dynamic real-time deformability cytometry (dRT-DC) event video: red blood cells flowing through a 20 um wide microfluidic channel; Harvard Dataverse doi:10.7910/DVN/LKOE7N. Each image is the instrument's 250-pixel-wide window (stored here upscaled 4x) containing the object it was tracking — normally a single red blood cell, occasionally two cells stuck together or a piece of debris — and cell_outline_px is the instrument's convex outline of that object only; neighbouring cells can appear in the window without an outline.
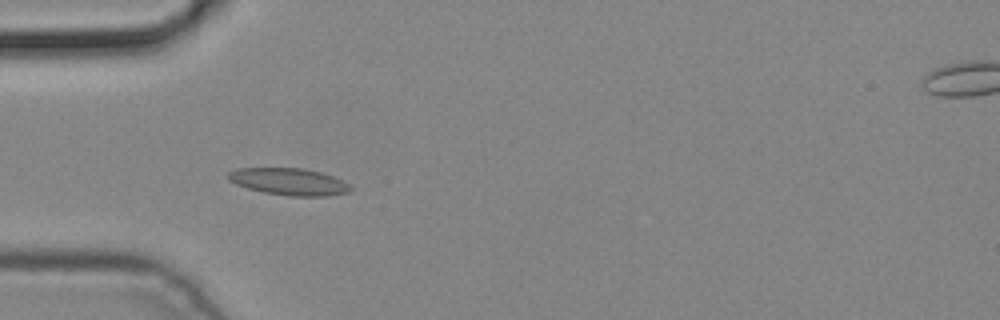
{"species": "common noctule bat (a hibernating species)", "species_latin": "Nyctalus noctula", "temperature_condition": "cold", "stored_images_in_passage": 4, "camera_frame_rate_fps": 3000, "um_per_image_px": 0.085, "animal": {"sex": "male", "body_mass_g": 19.2, "forearm_length_mm": 51.8}, "frame": {"image": 1, "passage_image": 4, "time_ms": 1.0, "image_size_px": [1000, 320], "cell_outline_px": [[352, 188], [348, 192], [328, 196], [288, 196], [264, 192], [248, 188], [236, 184], [228, 180], [228, 172], [236, 168], [304, 168], [320, 172], [332, 176], [348, 184]], "centroid_in_image_um": [24.54, 15.44], "position_along_channel_um": 60.5, "area_um2": 19.13}}